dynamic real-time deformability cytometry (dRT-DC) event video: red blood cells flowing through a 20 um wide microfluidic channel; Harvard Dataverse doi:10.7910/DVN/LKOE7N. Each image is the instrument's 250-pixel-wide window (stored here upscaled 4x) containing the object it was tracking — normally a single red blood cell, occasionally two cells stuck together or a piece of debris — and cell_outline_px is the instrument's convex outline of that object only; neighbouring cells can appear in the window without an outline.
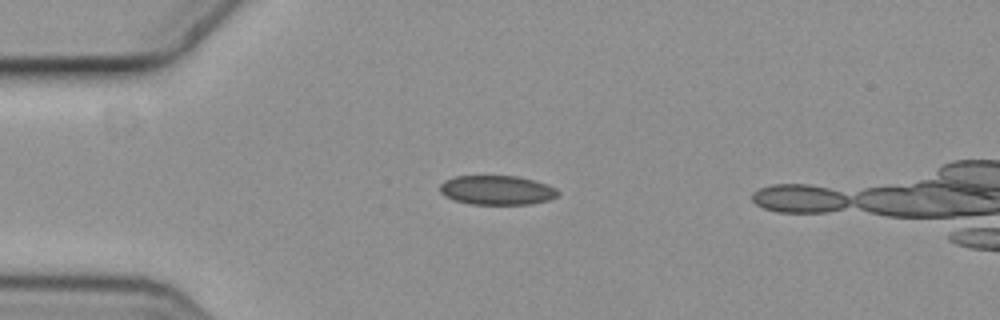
{"species": "common noctule bat (a hibernating species)", "species_latin": "Nyctalus noctula", "temperature_condition": "cold", "stored_images_in_passage": 5, "camera_frame_rate_fps": 3000, "um_per_image_px": 0.085, "animal": {"sex": "female", "body_mass_g": 19.3, "forearm_length_mm": 54.1}, "frame": {"image": 1, "passage_image": 4, "time_ms": 1.0, "image_size_px": [1000, 320], "cell_outline_px": [[560, 192], [556, 196], [548, 200], [532, 204], [468, 204], [452, 200], [444, 196], [440, 192], [440, 184], [444, 180], [456, 176], [516, 176], [548, 184], [556, 188]], "centroid_in_image_um": [42.21, 16.17], "position_along_channel_um": 42.8, "area_um2": 20.29}}